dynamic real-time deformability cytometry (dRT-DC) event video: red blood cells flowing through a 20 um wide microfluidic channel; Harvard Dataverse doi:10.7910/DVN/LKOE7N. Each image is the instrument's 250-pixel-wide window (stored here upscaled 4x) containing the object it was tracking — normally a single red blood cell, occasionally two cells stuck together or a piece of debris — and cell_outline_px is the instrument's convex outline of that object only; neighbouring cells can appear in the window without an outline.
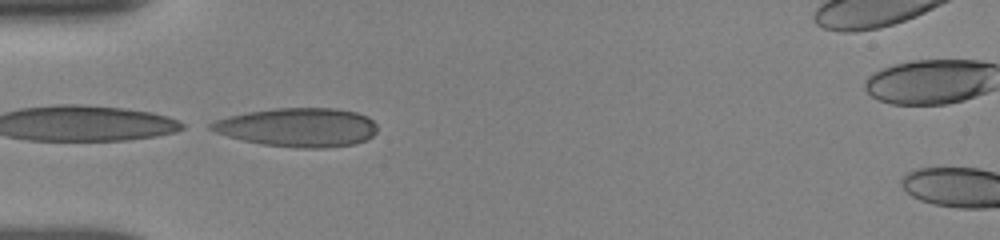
{"species": "human", "species_latin": "Homo sapiens", "temperature_condition": "room temperature", "stored_images_in_passage": 35, "camera_frame_rate_fps": 3000, "um_per_image_px": 0.085, "donor": {"sex": "female"}, "frame": {"image": 1, "passage_image": 1, "time_ms": 0.0, "image_size_px": [1000, 240], "cell_outline_px": [[376, 132], [372, 136], [364, 140], [352, 144], [328, 148], [300, 148], [260, 144], [228, 136], [216, 132], [208, 128], [208, 124], [216, 120], [228, 116], [248, 112], [272, 108], [336, 108], [356, 112], [368, 116], [376, 124]], "centroid_in_image_um": [25.32, 10.82], "position_along_channel_um": 59.7, "area_um2": 37.63}}
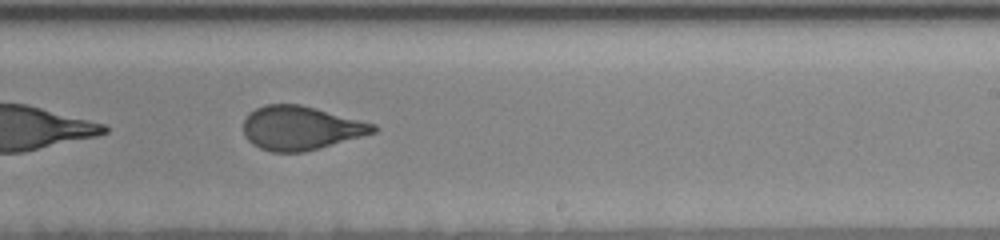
{"frame": {"image": 2, "passage_image": 17, "time_ms": 5.333, "image_size_px": [1000, 240], "cell_outline_px": [[380, 128], [376, 132], [320, 148], [304, 152], [272, 152], [260, 148], [252, 144], [244, 136], [244, 120], [256, 108], [264, 104], [300, 104], [316, 108], [376, 124]], "centroid_in_image_um": [25.58, 10.88], "position_along_channel_um": 263.4, "area_um2": 33.18}}
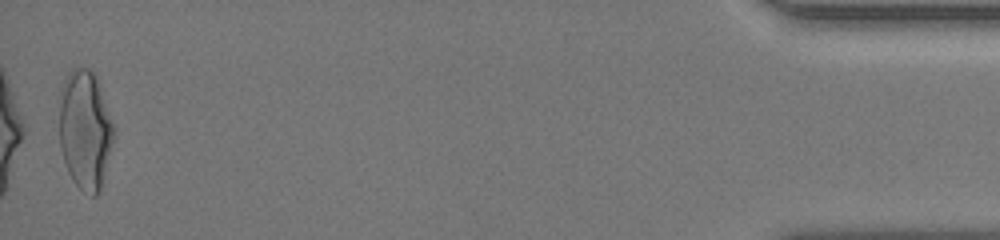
{"frame": {"image": 3, "passage_image": 34, "time_ms": 11.667, "image_size_px": [1000, 240], "cell_outline_px": [[116, 132], [100, 188], [96, 196], [92, 196], [84, 192], [72, 180], [68, 172], [60, 148], [60, 88], [68, 72], [72, 68], [88, 68], [96, 72], [116, 128]], "centroid_in_image_um": [7.26, 10.97], "position_along_channel_um": 427.9, "area_um2": 38.38}, "authors_computed_cell_mechanics": {"area_um2": 34.5066, "velocity_mm_per_s": 3.9103, "shape_relaxation_time_tau1_ms": 4.3277, "shape_relaxation_time_tau2_ms": 0.9384, "deformation_change_tau1": 0.1678, "deformation_change_tau2": 0.0777}}